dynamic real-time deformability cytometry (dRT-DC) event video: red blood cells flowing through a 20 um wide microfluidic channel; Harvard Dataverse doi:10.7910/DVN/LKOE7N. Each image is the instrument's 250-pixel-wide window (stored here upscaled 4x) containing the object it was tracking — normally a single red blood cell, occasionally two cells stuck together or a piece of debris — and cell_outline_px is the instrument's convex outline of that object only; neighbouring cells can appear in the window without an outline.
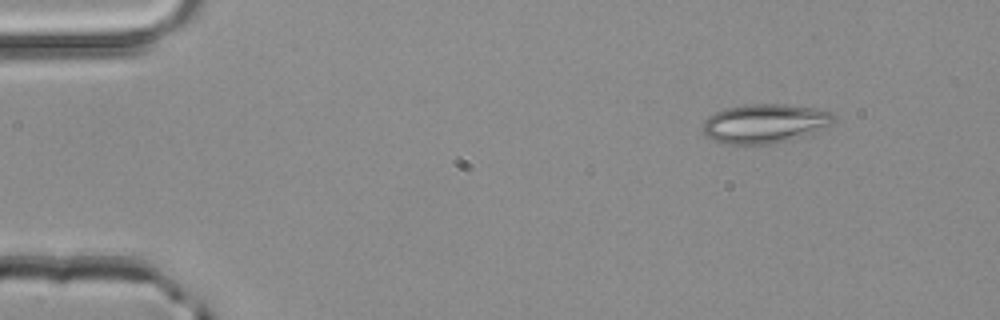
{"species": "common noctule bat (a hibernating species)", "species_latin": "Nyctalus noctula", "temperature_condition": "room temperature", "stored_images_in_passage": 3, "camera_frame_rate_fps": 3000, "um_per_image_px": 0.085, "animal": {"sex": "male", "body_mass_g": 20.4}, "frame": {"image": 1, "passage_image": 1, "time_ms": 0.0, "image_size_px": [1000, 320], "cell_outline_px": [[836, 120], [832, 124], [812, 132], [788, 140], [768, 144], [724, 144], [712, 140], [704, 132], [704, 120], [708, 116], [724, 108], [744, 104], [784, 104], [816, 108], [832, 112], [836, 116]], "centroid_in_image_um": [65.0, 10.48], "position_along_channel_um": 20.0, "area_um2": 29.82}}
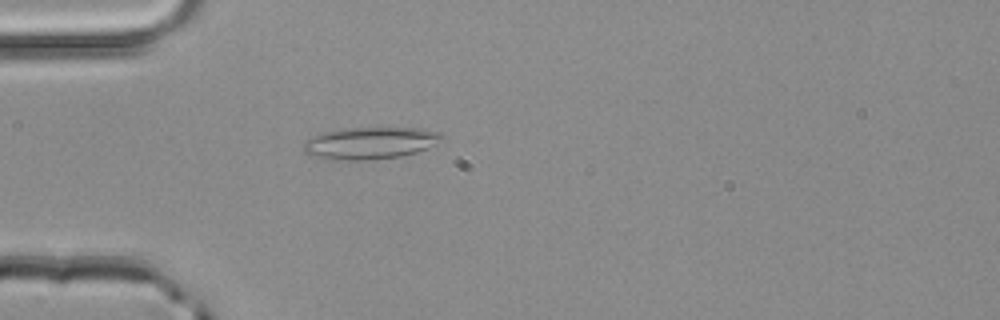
{"frame": {"image": 2, "passage_image": 3, "time_ms": 0.667, "image_size_px": [1000, 320], "cell_outline_px": [[444, 136], [428, 148], [404, 156], [368, 160], [332, 160], [312, 156], [304, 152], [304, 140], [320, 132], [340, 128], [420, 128], [440, 132]], "centroid_in_image_um": [31.4, 12.16], "position_along_channel_um": 53.6, "area_um2": 26.07}}